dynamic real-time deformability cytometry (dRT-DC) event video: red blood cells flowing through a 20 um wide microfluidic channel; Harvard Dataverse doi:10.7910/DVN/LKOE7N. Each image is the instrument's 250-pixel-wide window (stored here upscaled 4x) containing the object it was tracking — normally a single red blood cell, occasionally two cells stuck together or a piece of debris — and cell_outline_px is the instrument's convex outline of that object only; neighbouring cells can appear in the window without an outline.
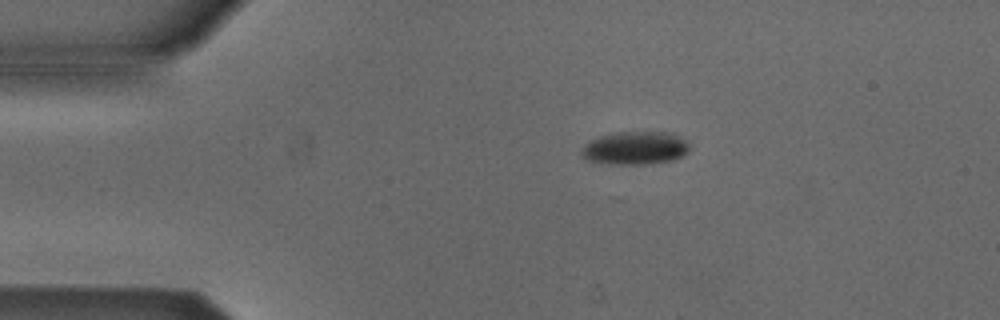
{"species": "Egyptian fruit bat (a non-hibernating species)", "species_latin": "Rousettus aegyptiacus", "temperature_condition": "cold", "stored_images_in_passage": 4, "camera_frame_rate_fps": 3000, "um_per_image_px": 0.085, "animal": {"sex": "male"}, "frame": {"image": 1, "passage_image": 2, "time_ms": 1.333, "image_size_px": [1000, 320], "cell_outline_px": [[688, 152], [672, 160], [648, 164], [608, 164], [588, 160], [580, 156], [580, 148], [588, 140], [600, 136], [616, 132], [672, 132], [688, 140]], "centroid_in_image_um": [53.95, 12.57], "position_along_channel_um": 31.0, "area_um2": 21.15}}